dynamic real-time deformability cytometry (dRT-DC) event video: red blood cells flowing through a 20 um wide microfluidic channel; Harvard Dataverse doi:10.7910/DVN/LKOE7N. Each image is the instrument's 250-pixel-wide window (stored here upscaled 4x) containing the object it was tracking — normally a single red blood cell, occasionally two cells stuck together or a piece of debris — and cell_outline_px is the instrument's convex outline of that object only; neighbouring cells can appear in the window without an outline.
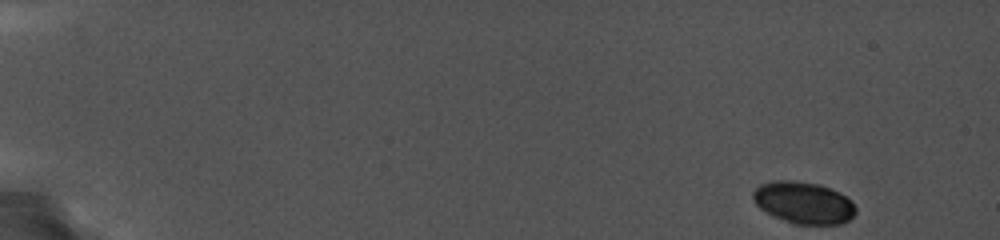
{"species": "common noctule bat (a hibernating species)", "species_latin": "Nyctalus noctula", "temperature_condition": "cold", "stored_images_in_passage": 30, "camera_frame_rate_fps": 5000, "um_per_image_px": 0.085, "animal": {"sex": "female", "body_mass_g": 19.0, "forearm_length_mm": 56.7}, "frame": {"image": 1, "passage_image": 1, "time_ms": 0.0, "image_size_px": [1000, 240], "cell_outline_px": [[856, 212], [848, 220], [840, 224], [792, 224], [760, 208], [752, 200], [752, 192], [760, 184], [772, 180], [792, 180], [820, 184], [840, 192], [852, 200], [856, 208]], "centroid_in_image_um": [68.31, 17.21], "position_along_channel_um": 16.7, "area_um2": 25.2}}
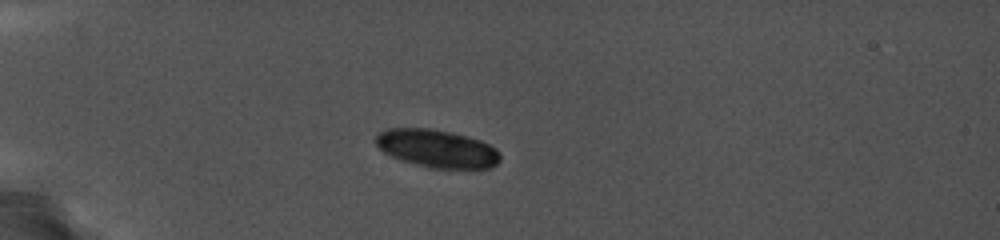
{"frame": {"image": 2, "passage_image": 22, "time_ms": 4.2, "image_size_px": [1000, 240], "cell_outline_px": [[500, 160], [492, 168], [428, 168], [392, 156], [384, 152], [376, 144], [376, 136], [384, 128], [432, 128], [452, 132], [468, 136], [480, 140], [496, 148], [500, 152]], "centroid_in_image_um": [37.17, 12.61], "position_along_channel_um": 47.8, "area_um2": 27.51}}